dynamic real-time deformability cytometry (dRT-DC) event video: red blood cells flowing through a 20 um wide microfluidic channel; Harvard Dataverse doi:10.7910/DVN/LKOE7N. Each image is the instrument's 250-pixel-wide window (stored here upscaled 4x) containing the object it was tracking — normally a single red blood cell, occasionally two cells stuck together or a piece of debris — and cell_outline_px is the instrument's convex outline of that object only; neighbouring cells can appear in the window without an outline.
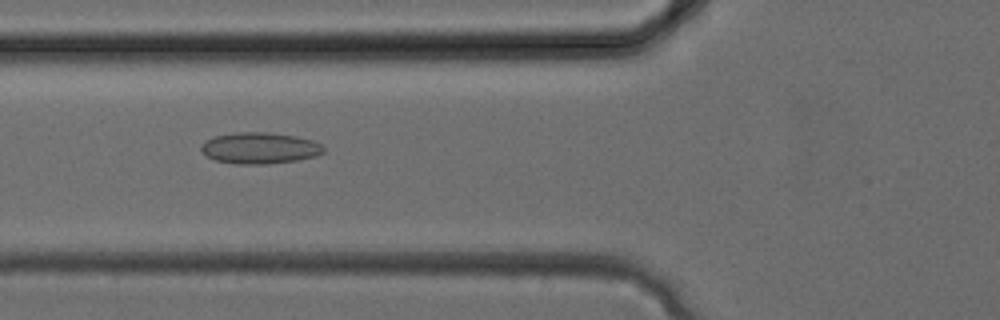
{"species": "common noctule bat (a hibernating species)", "species_latin": "Nyctalus noctula", "temperature_condition": "cold", "stored_images_in_passage": 32, "camera_frame_rate_fps": 3000, "um_per_image_px": 0.085, "animal": {"sex": "female", "body_mass_g": 24.6, "forearm_length_mm": 56.2}, "frame": {"image": 1, "passage_image": 12, "time_ms": 3.667, "image_size_px": [1000, 320], "cell_outline_px": [[324, 152], [316, 156], [296, 160], [268, 164], [236, 164], [216, 160], [208, 156], [200, 148], [200, 144], [204, 140], [216, 136], [236, 132], [268, 132], [296, 136], [312, 140], [320, 144], [324, 148]], "centroid_in_image_um": [22.07, 12.58], "position_along_channel_um": 103.7, "area_um2": 22.31}}
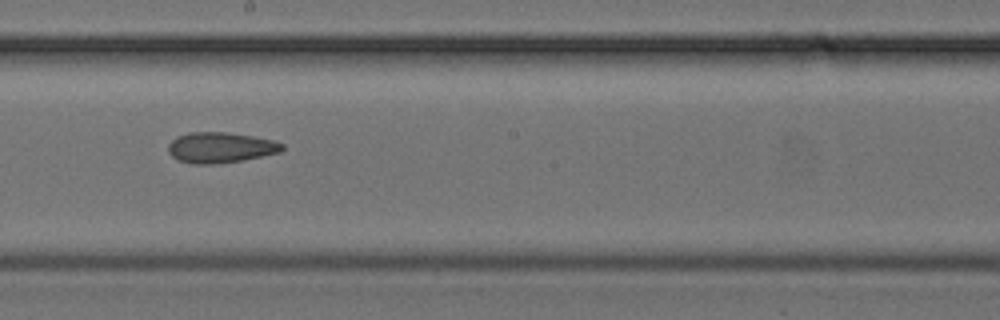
{"frame": {"image": 2, "passage_image": 18, "time_ms": 5.667, "image_size_px": [1000, 320], "cell_outline_px": [[284, 148], [280, 152], [244, 160], [212, 164], [192, 164], [176, 160], [168, 152], [168, 144], [176, 136], [188, 132], [228, 132], [276, 140], [284, 144]], "centroid_in_image_um": [18.73, 12.54], "position_along_channel_um": 229.5, "area_um2": 20.58}}
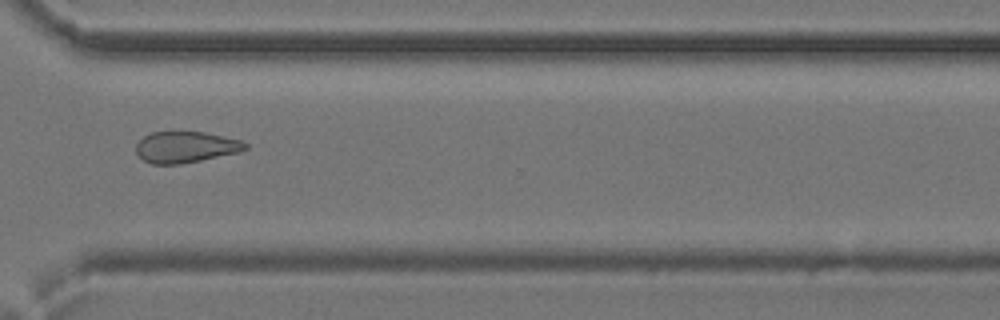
{"frame": {"image": 3, "passage_image": 24, "time_ms": 7.667, "image_size_px": [1000, 320], "cell_outline_px": [[248, 148], [240, 152], [180, 164], [152, 164], [144, 160], [136, 152], [136, 144], [144, 136], [152, 132], [204, 132], [240, 140], [248, 144]], "centroid_in_image_um": [15.79, 12.5], "position_along_channel_um": 354.8, "area_um2": 19.71}}